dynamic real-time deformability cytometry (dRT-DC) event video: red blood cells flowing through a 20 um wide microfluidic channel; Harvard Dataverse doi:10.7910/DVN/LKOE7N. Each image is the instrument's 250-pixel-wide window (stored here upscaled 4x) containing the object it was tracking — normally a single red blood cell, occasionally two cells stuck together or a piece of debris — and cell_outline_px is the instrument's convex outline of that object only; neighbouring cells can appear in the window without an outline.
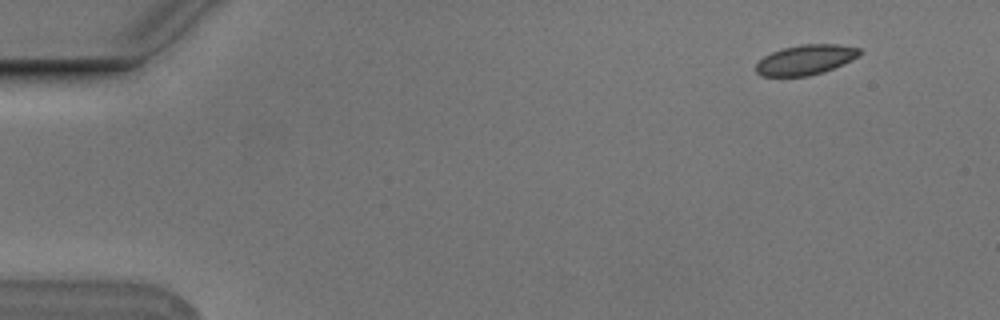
{"species": "Egyptian fruit bat (a non-hibernating species)", "species_latin": "Rousettus aegyptiacus", "temperature_condition": "cold", "stored_images_in_passage": 52, "camera_frame_rate_fps": 3000, "um_per_image_px": 0.085, "animal": {"sex": "male"}, "frame": {"image": 1, "passage_image": 2, "time_ms": 0.333, "image_size_px": [1000, 320], "cell_outline_px": [[860, 52], [856, 56], [824, 72], [808, 76], [764, 76], [756, 72], [756, 64], [764, 56], [772, 52], [784, 48], [800, 44], [836, 44], [860, 48]], "centroid_in_image_um": [68.42, 5.08], "position_along_channel_um": 16.6, "area_um2": 17.69}}
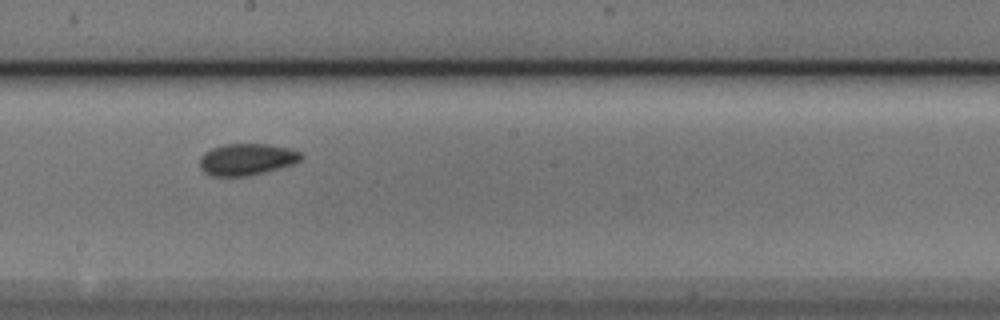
{"frame": {"image": 2, "passage_image": 28, "time_ms": 9.0, "image_size_px": [1000, 320], "cell_outline_px": [[304, 156], [300, 160], [292, 164], [264, 172], [248, 176], [212, 176], [204, 172], [200, 168], [200, 156], [204, 152], [212, 148], [224, 144], [268, 144], [288, 148], [300, 152]], "centroid_in_image_um": [20.95, 13.54], "position_along_channel_um": 227.3, "area_um2": 18.67}}
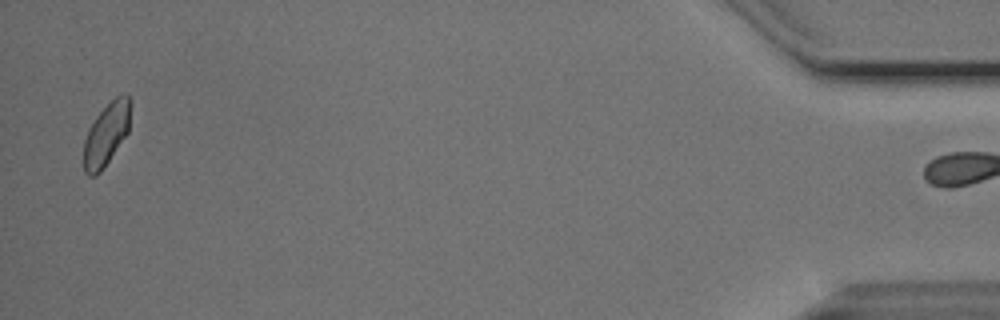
{"frame": {"image": 3, "passage_image": 51, "time_ms": 16.667, "image_size_px": [1000, 320], "cell_outline_px": [[132, 100], [128, 132], [100, 172], [96, 176], [88, 176], [84, 172], [84, 140], [88, 128], [96, 116], [116, 96], [124, 92]], "centroid_in_image_um": [9.05, 11.38], "position_along_channel_um": 426.2, "area_um2": 17.11}, "authors_computed_cell_mechanics": {"area_um2": 18.2648, "velocity_mm_per_s": 3.7462, "shape_relaxation_time_tau1_ms": 3.8607, "shape_relaxation_time_tau2_ms": 4.0352, "deformation_change_tau1": 0.0766, "deformation_change_tau2": 0.0451}}